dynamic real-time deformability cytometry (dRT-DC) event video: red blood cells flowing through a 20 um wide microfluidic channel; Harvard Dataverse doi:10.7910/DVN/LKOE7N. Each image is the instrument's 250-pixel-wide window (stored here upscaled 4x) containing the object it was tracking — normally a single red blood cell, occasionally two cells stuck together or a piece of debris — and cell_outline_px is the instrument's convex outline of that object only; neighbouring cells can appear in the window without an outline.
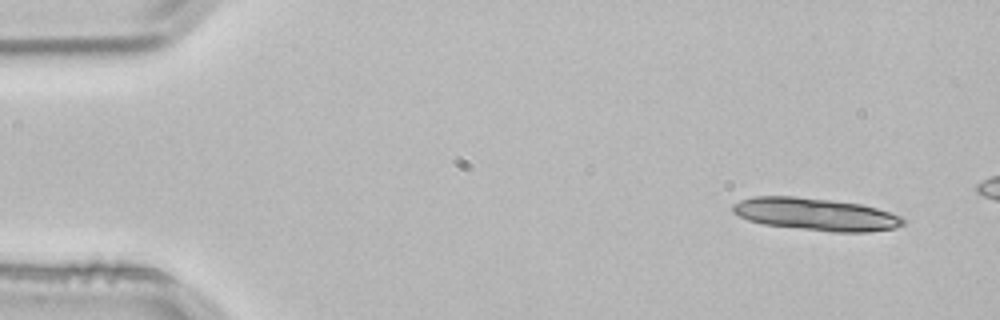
{"species": "common noctule bat (a hibernating species)", "species_latin": "Nyctalus noctula", "temperature_condition": "room temperature", "stored_images_in_passage": 3, "camera_frame_rate_fps": 3000, "um_per_image_px": 0.085, "animal": {"sex": "male", "body_mass_g": 21.5, "forearm_length_mm": 52.0}, "frame": {"image": 1, "passage_image": 1, "time_ms": 0.0, "image_size_px": [1000, 320], "cell_outline_px": [[904, 224], [896, 228], [868, 232], [832, 232], [764, 224], [748, 220], [732, 212], [732, 204], [740, 200], [752, 196], [796, 196], [860, 204], [876, 208], [900, 216], [904, 220]], "centroid_in_image_um": [69.31, 18.21], "position_along_channel_um": 15.7, "area_um2": 32.08}}